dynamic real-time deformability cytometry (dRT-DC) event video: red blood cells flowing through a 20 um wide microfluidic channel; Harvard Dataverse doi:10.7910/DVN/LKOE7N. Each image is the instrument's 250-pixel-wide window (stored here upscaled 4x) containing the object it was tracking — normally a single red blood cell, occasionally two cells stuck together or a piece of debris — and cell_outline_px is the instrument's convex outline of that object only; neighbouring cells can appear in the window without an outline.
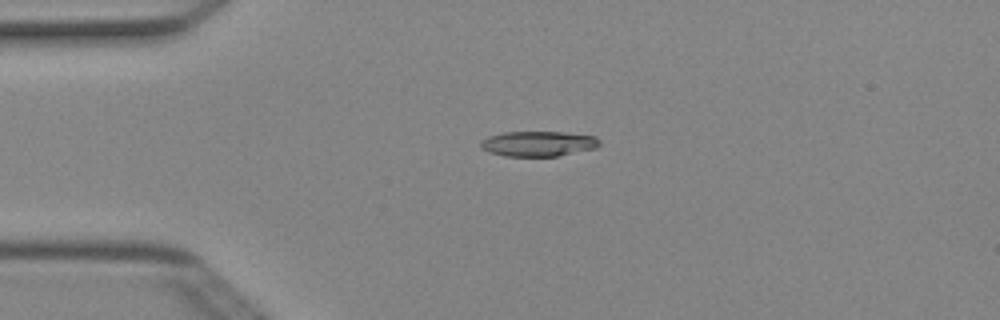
{"species": "Egyptian fruit bat (a non-hibernating species)", "species_latin": "Rousettus aegyptiacus", "temperature_condition": "cold", "stored_images_in_passage": 4, "camera_frame_rate_fps": 3000, "um_per_image_px": 0.085, "animal": {"sex": "female"}, "frame": {"image": 1, "passage_image": 4, "time_ms": 1.0, "image_size_px": [1000, 320], "cell_outline_px": [[600, 144], [596, 148], [556, 156], [504, 156], [488, 152], [480, 148], [480, 140], [488, 136], [504, 132], [564, 132], [596, 136], [600, 140]], "centroid_in_image_um": [45.72, 12.21], "position_along_channel_um": 39.3, "area_um2": 17.57}}